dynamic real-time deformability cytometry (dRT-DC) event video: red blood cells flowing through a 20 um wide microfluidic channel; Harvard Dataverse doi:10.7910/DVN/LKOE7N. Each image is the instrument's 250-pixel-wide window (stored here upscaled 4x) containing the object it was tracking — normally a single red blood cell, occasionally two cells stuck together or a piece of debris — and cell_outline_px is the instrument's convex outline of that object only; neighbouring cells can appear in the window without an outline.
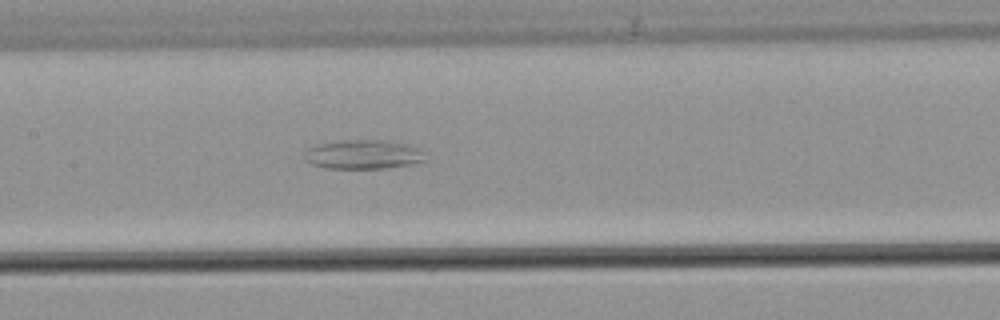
{"species": "common noctule bat (a hibernating species)", "species_latin": "Nyctalus noctula", "temperature_condition": "warm", "stored_images_in_passage": 52, "camera_frame_rate_fps": 3000, "um_per_image_px": 0.085, "animal": {"sex": "male", "body_mass_g": 21.5, "forearm_length_mm": 52.0}, "frame": {"image": 1, "passage_image": 28, "time_ms": 9.0, "image_size_px": [1000, 320], "cell_outline_px": [[428, 160], [412, 164], [384, 168], [324, 168], [312, 164], [304, 156], [304, 152], [308, 148], [320, 144], [344, 140], [372, 140], [408, 144], [416, 148]], "centroid_in_image_um": [30.86, 13.14], "position_along_channel_um": 176.5, "area_um2": 20.11}}
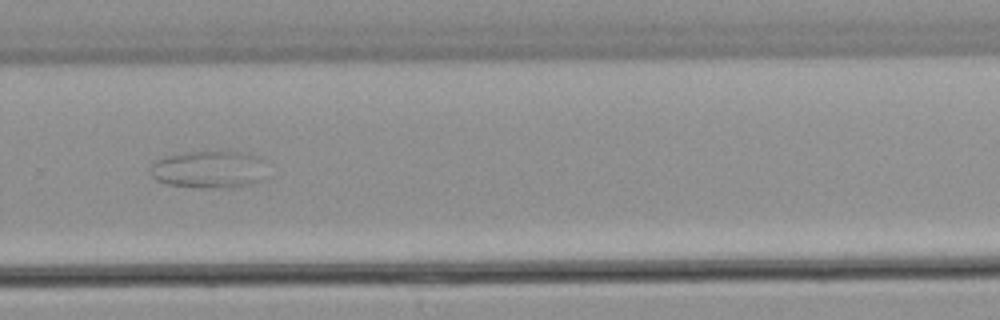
{"frame": {"image": 2, "passage_image": 39, "time_ms": 12.667, "image_size_px": [1000, 320], "cell_outline_px": [[260, 180], [240, 184], [212, 188], [200, 188], [168, 184], [156, 180], [152, 176], [152, 164], [156, 160], [164, 156], [184, 152], [228, 148], [260, 156]], "centroid_in_image_um": [17.65, 14.32], "position_along_channel_um": 312.1, "area_um2": 25.26}}
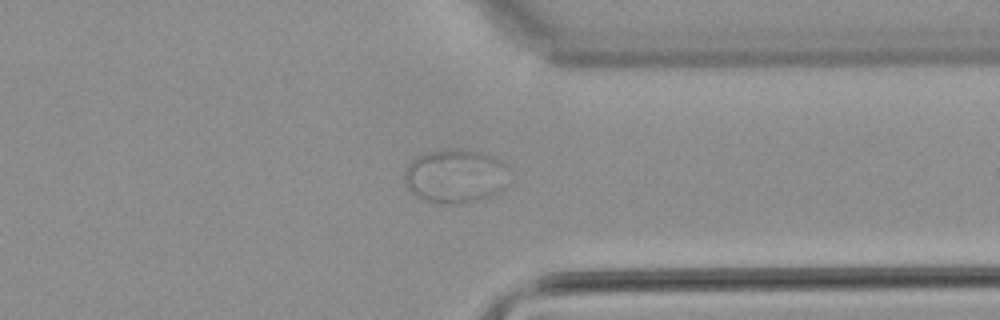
{"frame": {"image": 3, "passage_image": 44, "time_ms": 14.333, "image_size_px": [1000, 320], "cell_outline_px": [[508, 164], [504, 188], [500, 192], [484, 200], [460, 204], [444, 204], [428, 200], [416, 196], [408, 188], [404, 180], [404, 172], [408, 164], [412, 160], [428, 152], [448, 148], [464, 148], [488, 152]], "centroid_in_image_um": [38.76, 14.95], "position_along_channel_um": 372.6, "area_um2": 33.58}}